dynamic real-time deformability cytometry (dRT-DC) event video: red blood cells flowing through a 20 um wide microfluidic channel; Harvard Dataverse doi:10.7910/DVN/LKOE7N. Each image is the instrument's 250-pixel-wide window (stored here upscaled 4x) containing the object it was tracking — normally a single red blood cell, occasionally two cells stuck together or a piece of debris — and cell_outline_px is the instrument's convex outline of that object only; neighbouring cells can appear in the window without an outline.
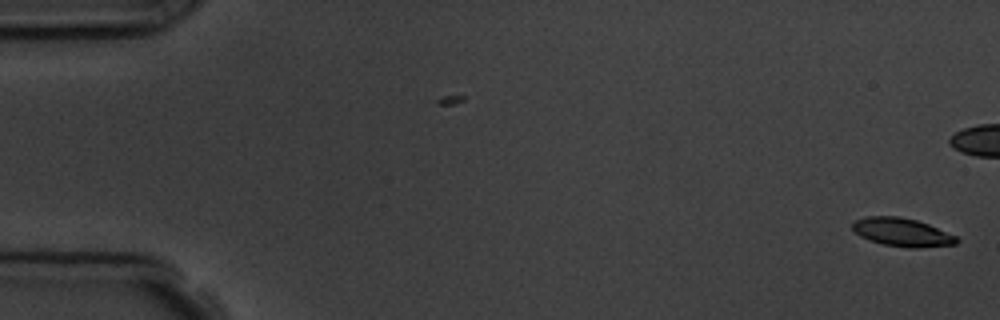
{"species": "common noctule bat (a hibernating species)", "species_latin": "Nyctalus noctula", "temperature_condition": "room temperature", "stored_images_in_passage": 4, "camera_frame_rate_fps": 3000, "um_per_image_px": 0.085, "animal": {"sex": "male", "body_mass_g": 19.5, "forearm_length_mm": 54.6}, "frame": {"image": 1, "passage_image": 1, "time_ms": 0.0, "image_size_px": [1000, 320], "cell_outline_px": [[960, 240], [956, 244], [916, 248], [908, 248], [884, 244], [868, 240], [860, 236], [852, 228], [852, 220], [868, 216], [900, 216], [916, 220], [928, 224], [956, 236]], "centroid_in_image_um": [76.65, 19.73], "position_along_channel_um": 8.3, "area_um2": 17.22}}